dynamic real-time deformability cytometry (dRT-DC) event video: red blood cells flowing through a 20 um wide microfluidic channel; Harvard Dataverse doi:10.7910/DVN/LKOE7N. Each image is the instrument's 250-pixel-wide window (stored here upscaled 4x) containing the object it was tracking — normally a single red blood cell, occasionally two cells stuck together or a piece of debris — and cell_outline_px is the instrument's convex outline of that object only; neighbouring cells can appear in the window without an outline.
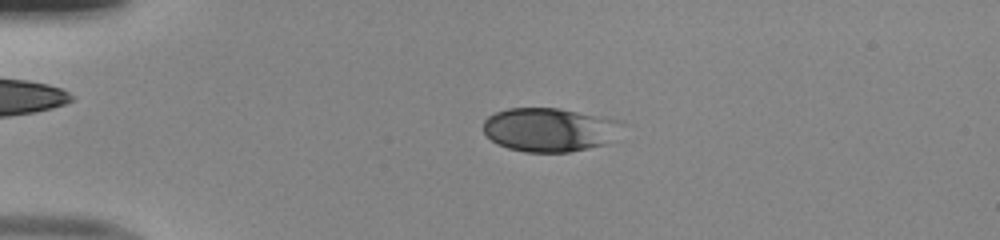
{"species": "human", "species_latin": "Homo sapiens", "temperature_condition": "room temperature", "stored_images_in_passage": 52, "camera_frame_rate_fps": 3000, "um_per_image_px": 0.085, "donor": {"sex": "male"}, "frame": {"image": 1, "passage_image": 13, "time_ms": 4.0, "image_size_px": [1000, 240], "cell_outline_px": [[624, 124], [604, 144], [588, 148], [568, 152], [524, 152], [508, 148], [492, 140], [484, 132], [484, 120], [488, 116], [496, 112], [508, 108], [560, 108], [620, 120]], "centroid_in_image_um": [46.67, 11.01], "position_along_channel_um": 38.3, "area_um2": 35.03}}
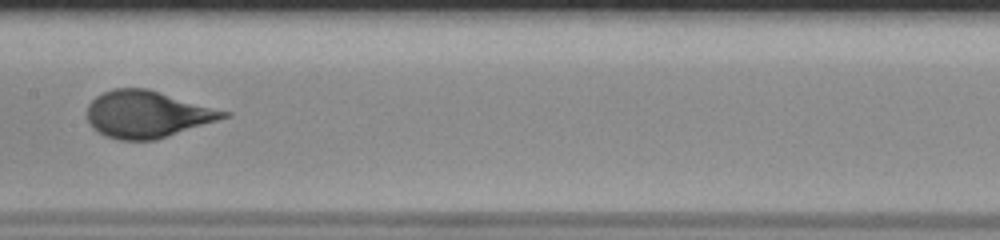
{"frame": {"image": 2, "passage_image": 28, "time_ms": 9.0, "image_size_px": [1000, 240], "cell_outline_px": [[232, 116], [156, 140], [120, 140], [104, 136], [92, 128], [88, 124], [88, 104], [96, 96], [112, 88], [148, 88], [232, 112]], "centroid_in_image_um": [12.54, 9.71], "position_along_channel_um": 194.9, "area_um2": 37.74}}
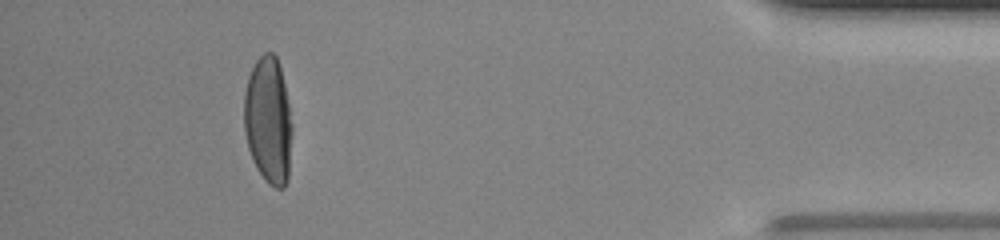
{"frame": {"image": 3, "passage_image": 48, "time_ms": 15.667, "image_size_px": [1000, 240], "cell_outline_px": [[292, 132], [288, 180], [284, 188], [276, 188], [268, 184], [264, 180], [256, 168], [252, 160], [248, 148], [244, 132], [244, 92], [248, 76], [256, 60], [264, 52], [272, 52], [276, 56], [280, 68], [284, 84], [292, 124]], "centroid_in_image_um": [22.79, 10.27], "position_along_channel_um": 412.4, "area_um2": 35.84}, "authors_computed_cell_mechanics": {"area_um2": 36.8186, "velocity_mm_per_s": 4.0253, "shape_relaxation_time_tau1_ms": 3.8774, "shape_relaxation_time_tau2_ms": null, "deformation_change_tau1": 0.1917, "deformation_change_tau2": null}}